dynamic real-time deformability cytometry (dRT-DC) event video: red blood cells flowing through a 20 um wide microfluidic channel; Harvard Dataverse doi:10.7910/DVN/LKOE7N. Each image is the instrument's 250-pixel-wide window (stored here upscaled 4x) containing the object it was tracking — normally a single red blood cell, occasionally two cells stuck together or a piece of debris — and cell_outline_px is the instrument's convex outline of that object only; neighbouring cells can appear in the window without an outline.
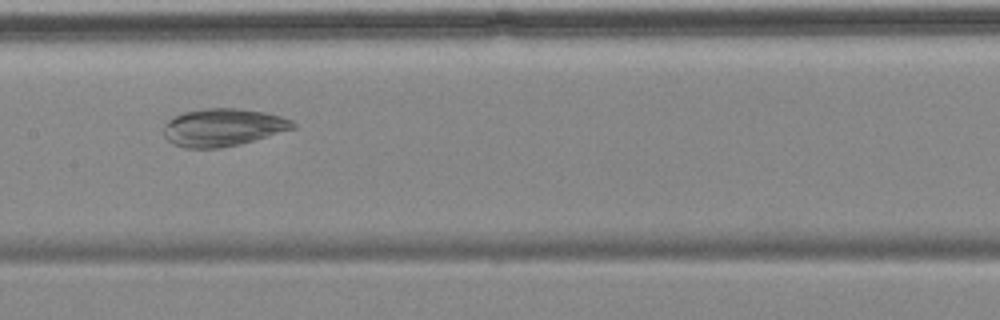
{"species": "common noctule bat (a hibernating species)", "species_latin": "Nyctalus noctula", "temperature_condition": "cold", "stored_images_in_passage": 15, "camera_frame_rate_fps": 3000, "um_per_image_px": 0.085, "animal": {"sex": "female", "body_mass_g": 18.4}, "frame": {"image": 1, "passage_image": 7, "time_ms": 8.333, "image_size_px": [1000, 320], "cell_outline_px": [[296, 128], [252, 140], [220, 148], [184, 148], [168, 140], [164, 136], [164, 124], [172, 116], [184, 112], [204, 108], [240, 108], [264, 112], [280, 116], [292, 120], [296, 124]], "centroid_in_image_um": [18.93, 10.81], "position_along_channel_um": 188.5, "area_um2": 28.21}}
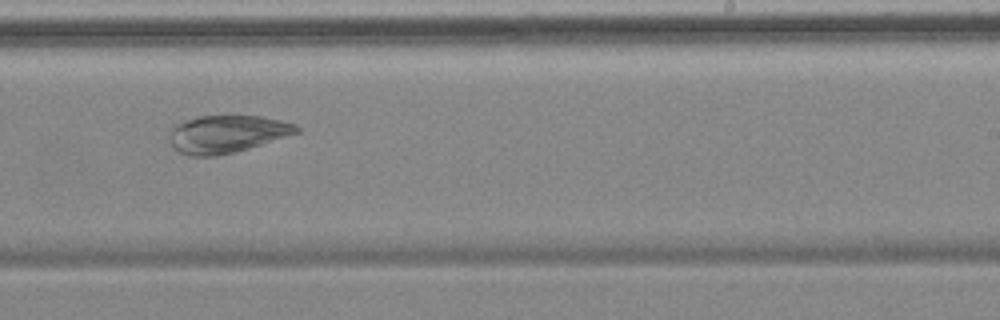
{"frame": {"image": 2, "passage_image": 9, "time_ms": 10.667, "image_size_px": [1000, 320], "cell_outline_px": [[300, 132], [248, 148], [216, 156], [188, 156], [172, 148], [168, 140], [168, 132], [176, 124], [200, 116], [260, 116], [280, 120], [296, 124], [300, 128]], "centroid_in_image_um": [19.24, 11.39], "position_along_channel_um": 269.8, "area_um2": 27.74}}